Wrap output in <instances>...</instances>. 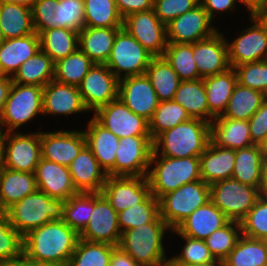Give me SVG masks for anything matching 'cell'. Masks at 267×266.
Here are the masks:
<instances>
[{"mask_svg":"<svg viewBox=\"0 0 267 266\" xmlns=\"http://www.w3.org/2000/svg\"><path fill=\"white\" fill-rule=\"evenodd\" d=\"M78 240L63 220H53L23 237V252L48 266H67Z\"/></svg>","mask_w":267,"mask_h":266,"instance_id":"cell-1","label":"cell"},{"mask_svg":"<svg viewBox=\"0 0 267 266\" xmlns=\"http://www.w3.org/2000/svg\"><path fill=\"white\" fill-rule=\"evenodd\" d=\"M210 141V123L190 118L160 133L153 140L152 154L172 158L199 157Z\"/></svg>","mask_w":267,"mask_h":266,"instance_id":"cell-2","label":"cell"},{"mask_svg":"<svg viewBox=\"0 0 267 266\" xmlns=\"http://www.w3.org/2000/svg\"><path fill=\"white\" fill-rule=\"evenodd\" d=\"M166 230L172 231L158 215L151 223L121 232L118 247L140 266H168L163 246Z\"/></svg>","mask_w":267,"mask_h":266,"instance_id":"cell-3","label":"cell"},{"mask_svg":"<svg viewBox=\"0 0 267 266\" xmlns=\"http://www.w3.org/2000/svg\"><path fill=\"white\" fill-rule=\"evenodd\" d=\"M155 165V167L153 166ZM147 179L150 193L159 199L164 194L178 189L180 186L201 180L199 157L172 158L152 154Z\"/></svg>","mask_w":267,"mask_h":266,"instance_id":"cell-4","label":"cell"},{"mask_svg":"<svg viewBox=\"0 0 267 266\" xmlns=\"http://www.w3.org/2000/svg\"><path fill=\"white\" fill-rule=\"evenodd\" d=\"M64 201L37 190L9 207L5 213L10 224L23 237L53 220L63 219Z\"/></svg>","mask_w":267,"mask_h":266,"instance_id":"cell-5","label":"cell"},{"mask_svg":"<svg viewBox=\"0 0 267 266\" xmlns=\"http://www.w3.org/2000/svg\"><path fill=\"white\" fill-rule=\"evenodd\" d=\"M208 201H210V185L198 180L161 196L158 199L159 215L174 230Z\"/></svg>","mask_w":267,"mask_h":266,"instance_id":"cell-6","label":"cell"},{"mask_svg":"<svg viewBox=\"0 0 267 266\" xmlns=\"http://www.w3.org/2000/svg\"><path fill=\"white\" fill-rule=\"evenodd\" d=\"M42 99L43 87L13 82L0 113V130L12 132L36 115L43 114Z\"/></svg>","mask_w":267,"mask_h":266,"instance_id":"cell-7","label":"cell"},{"mask_svg":"<svg viewBox=\"0 0 267 266\" xmlns=\"http://www.w3.org/2000/svg\"><path fill=\"white\" fill-rule=\"evenodd\" d=\"M153 57L150 52L122 27L117 32L112 51L105 65L120 80L128 76L145 74ZM122 72L125 73L123 77Z\"/></svg>","mask_w":267,"mask_h":266,"instance_id":"cell-8","label":"cell"},{"mask_svg":"<svg viewBox=\"0 0 267 266\" xmlns=\"http://www.w3.org/2000/svg\"><path fill=\"white\" fill-rule=\"evenodd\" d=\"M0 156L4 168L35 173L42 157L40 131L29 134L4 132L1 138Z\"/></svg>","mask_w":267,"mask_h":266,"instance_id":"cell-9","label":"cell"},{"mask_svg":"<svg viewBox=\"0 0 267 266\" xmlns=\"http://www.w3.org/2000/svg\"><path fill=\"white\" fill-rule=\"evenodd\" d=\"M260 197V190L229 178L210 185V200L230 221L240 222Z\"/></svg>","mask_w":267,"mask_h":266,"instance_id":"cell-10","label":"cell"},{"mask_svg":"<svg viewBox=\"0 0 267 266\" xmlns=\"http://www.w3.org/2000/svg\"><path fill=\"white\" fill-rule=\"evenodd\" d=\"M250 16L251 27L243 30L233 42L227 41L228 59L232 68L267 60V17L264 14Z\"/></svg>","mask_w":267,"mask_h":266,"instance_id":"cell-11","label":"cell"},{"mask_svg":"<svg viewBox=\"0 0 267 266\" xmlns=\"http://www.w3.org/2000/svg\"><path fill=\"white\" fill-rule=\"evenodd\" d=\"M93 118L119 139L131 136H151L149 121L133 113L119 98L98 108Z\"/></svg>","mask_w":267,"mask_h":266,"instance_id":"cell-12","label":"cell"},{"mask_svg":"<svg viewBox=\"0 0 267 266\" xmlns=\"http://www.w3.org/2000/svg\"><path fill=\"white\" fill-rule=\"evenodd\" d=\"M123 27L154 57L163 56L168 45L167 26L153 9L128 15Z\"/></svg>","mask_w":267,"mask_h":266,"instance_id":"cell-13","label":"cell"},{"mask_svg":"<svg viewBox=\"0 0 267 266\" xmlns=\"http://www.w3.org/2000/svg\"><path fill=\"white\" fill-rule=\"evenodd\" d=\"M88 111L118 98L119 79L105 64H94L78 86Z\"/></svg>","mask_w":267,"mask_h":266,"instance_id":"cell-14","label":"cell"},{"mask_svg":"<svg viewBox=\"0 0 267 266\" xmlns=\"http://www.w3.org/2000/svg\"><path fill=\"white\" fill-rule=\"evenodd\" d=\"M153 140L151 136L120 139L115 160V176H147Z\"/></svg>","mask_w":267,"mask_h":266,"instance_id":"cell-15","label":"cell"},{"mask_svg":"<svg viewBox=\"0 0 267 266\" xmlns=\"http://www.w3.org/2000/svg\"><path fill=\"white\" fill-rule=\"evenodd\" d=\"M79 238L89 242L118 246L121 238L118 213L102 192L94 193V209L89 223L79 234Z\"/></svg>","mask_w":267,"mask_h":266,"instance_id":"cell-16","label":"cell"},{"mask_svg":"<svg viewBox=\"0 0 267 266\" xmlns=\"http://www.w3.org/2000/svg\"><path fill=\"white\" fill-rule=\"evenodd\" d=\"M208 12L199 4L194 9L173 19L167 26L168 43L193 44L218 32L211 26Z\"/></svg>","mask_w":267,"mask_h":266,"instance_id":"cell-17","label":"cell"},{"mask_svg":"<svg viewBox=\"0 0 267 266\" xmlns=\"http://www.w3.org/2000/svg\"><path fill=\"white\" fill-rule=\"evenodd\" d=\"M118 98L135 114L150 121L159 104L158 96L146 74L119 80Z\"/></svg>","mask_w":267,"mask_h":266,"instance_id":"cell-18","label":"cell"},{"mask_svg":"<svg viewBox=\"0 0 267 266\" xmlns=\"http://www.w3.org/2000/svg\"><path fill=\"white\" fill-rule=\"evenodd\" d=\"M102 193L118 213L141 203L150 185L147 176H107Z\"/></svg>","mask_w":267,"mask_h":266,"instance_id":"cell-19","label":"cell"},{"mask_svg":"<svg viewBox=\"0 0 267 266\" xmlns=\"http://www.w3.org/2000/svg\"><path fill=\"white\" fill-rule=\"evenodd\" d=\"M42 158L69 166L87 145L84 131L40 132Z\"/></svg>","mask_w":267,"mask_h":266,"instance_id":"cell-20","label":"cell"},{"mask_svg":"<svg viewBox=\"0 0 267 266\" xmlns=\"http://www.w3.org/2000/svg\"><path fill=\"white\" fill-rule=\"evenodd\" d=\"M193 59L202 78L227 71L231 68L227 39L218 31L207 39L193 43Z\"/></svg>","mask_w":267,"mask_h":266,"instance_id":"cell-21","label":"cell"},{"mask_svg":"<svg viewBox=\"0 0 267 266\" xmlns=\"http://www.w3.org/2000/svg\"><path fill=\"white\" fill-rule=\"evenodd\" d=\"M38 190L53 199L66 201L70 196L79 193L67 166L51 162L41 157L35 171Z\"/></svg>","mask_w":267,"mask_h":266,"instance_id":"cell-22","label":"cell"},{"mask_svg":"<svg viewBox=\"0 0 267 266\" xmlns=\"http://www.w3.org/2000/svg\"><path fill=\"white\" fill-rule=\"evenodd\" d=\"M43 115H72L87 112L78 87L50 81L43 87Z\"/></svg>","mask_w":267,"mask_h":266,"instance_id":"cell-23","label":"cell"},{"mask_svg":"<svg viewBox=\"0 0 267 266\" xmlns=\"http://www.w3.org/2000/svg\"><path fill=\"white\" fill-rule=\"evenodd\" d=\"M68 169L78 192H102L108 175L100 167L99 162L87 145L68 166Z\"/></svg>","mask_w":267,"mask_h":266,"instance_id":"cell-24","label":"cell"},{"mask_svg":"<svg viewBox=\"0 0 267 266\" xmlns=\"http://www.w3.org/2000/svg\"><path fill=\"white\" fill-rule=\"evenodd\" d=\"M84 134L87 146L91 149L100 167L108 176H115L116 151L120 139L94 118L89 120Z\"/></svg>","mask_w":267,"mask_h":266,"instance_id":"cell-25","label":"cell"},{"mask_svg":"<svg viewBox=\"0 0 267 266\" xmlns=\"http://www.w3.org/2000/svg\"><path fill=\"white\" fill-rule=\"evenodd\" d=\"M230 220L210 200L197 208L176 229L187 237L205 240Z\"/></svg>","mask_w":267,"mask_h":266,"instance_id":"cell-26","label":"cell"},{"mask_svg":"<svg viewBox=\"0 0 267 266\" xmlns=\"http://www.w3.org/2000/svg\"><path fill=\"white\" fill-rule=\"evenodd\" d=\"M40 48L37 32L20 38L0 42V74L12 77L18 68L34 56Z\"/></svg>","mask_w":267,"mask_h":266,"instance_id":"cell-27","label":"cell"},{"mask_svg":"<svg viewBox=\"0 0 267 266\" xmlns=\"http://www.w3.org/2000/svg\"><path fill=\"white\" fill-rule=\"evenodd\" d=\"M199 158L201 180L208 185L232 178L235 150L219 147L210 141Z\"/></svg>","mask_w":267,"mask_h":266,"instance_id":"cell-28","label":"cell"},{"mask_svg":"<svg viewBox=\"0 0 267 266\" xmlns=\"http://www.w3.org/2000/svg\"><path fill=\"white\" fill-rule=\"evenodd\" d=\"M210 125L211 141L219 147L238 150L254 144L247 120H234L218 116Z\"/></svg>","mask_w":267,"mask_h":266,"instance_id":"cell-29","label":"cell"},{"mask_svg":"<svg viewBox=\"0 0 267 266\" xmlns=\"http://www.w3.org/2000/svg\"><path fill=\"white\" fill-rule=\"evenodd\" d=\"M207 93V104L209 109V123L214 118L222 116L225 112L230 96L237 84V74L234 68L227 71L203 78Z\"/></svg>","mask_w":267,"mask_h":266,"instance_id":"cell-30","label":"cell"},{"mask_svg":"<svg viewBox=\"0 0 267 266\" xmlns=\"http://www.w3.org/2000/svg\"><path fill=\"white\" fill-rule=\"evenodd\" d=\"M38 190L35 173L0 169V205L5 212L25 196Z\"/></svg>","mask_w":267,"mask_h":266,"instance_id":"cell-31","label":"cell"},{"mask_svg":"<svg viewBox=\"0 0 267 266\" xmlns=\"http://www.w3.org/2000/svg\"><path fill=\"white\" fill-rule=\"evenodd\" d=\"M120 29L85 26L79 33V49L95 64H105Z\"/></svg>","mask_w":267,"mask_h":266,"instance_id":"cell-32","label":"cell"},{"mask_svg":"<svg viewBox=\"0 0 267 266\" xmlns=\"http://www.w3.org/2000/svg\"><path fill=\"white\" fill-rule=\"evenodd\" d=\"M0 25L3 40L34 33L31 6L0 2Z\"/></svg>","mask_w":267,"mask_h":266,"instance_id":"cell-33","label":"cell"},{"mask_svg":"<svg viewBox=\"0 0 267 266\" xmlns=\"http://www.w3.org/2000/svg\"><path fill=\"white\" fill-rule=\"evenodd\" d=\"M264 157L262 147L258 144L235 150L232 178L260 189Z\"/></svg>","mask_w":267,"mask_h":266,"instance_id":"cell-34","label":"cell"},{"mask_svg":"<svg viewBox=\"0 0 267 266\" xmlns=\"http://www.w3.org/2000/svg\"><path fill=\"white\" fill-rule=\"evenodd\" d=\"M207 93L203 78L181 81L173 100L180 104L190 118L200 119L209 123Z\"/></svg>","mask_w":267,"mask_h":266,"instance_id":"cell-35","label":"cell"},{"mask_svg":"<svg viewBox=\"0 0 267 266\" xmlns=\"http://www.w3.org/2000/svg\"><path fill=\"white\" fill-rule=\"evenodd\" d=\"M53 60L42 50L24 62L11 77L12 82L22 85L46 86L54 79Z\"/></svg>","mask_w":267,"mask_h":266,"instance_id":"cell-36","label":"cell"},{"mask_svg":"<svg viewBox=\"0 0 267 266\" xmlns=\"http://www.w3.org/2000/svg\"><path fill=\"white\" fill-rule=\"evenodd\" d=\"M40 48L54 63L69 56L79 48V33L68 28H54L40 35Z\"/></svg>","mask_w":267,"mask_h":266,"instance_id":"cell-37","label":"cell"},{"mask_svg":"<svg viewBox=\"0 0 267 266\" xmlns=\"http://www.w3.org/2000/svg\"><path fill=\"white\" fill-rule=\"evenodd\" d=\"M145 74L150 79L159 101L173 100L181 80L163 56L153 57Z\"/></svg>","mask_w":267,"mask_h":266,"instance_id":"cell-38","label":"cell"},{"mask_svg":"<svg viewBox=\"0 0 267 266\" xmlns=\"http://www.w3.org/2000/svg\"><path fill=\"white\" fill-rule=\"evenodd\" d=\"M266 98L267 96L262 92L237 83L222 117L248 121Z\"/></svg>","mask_w":267,"mask_h":266,"instance_id":"cell-39","label":"cell"},{"mask_svg":"<svg viewBox=\"0 0 267 266\" xmlns=\"http://www.w3.org/2000/svg\"><path fill=\"white\" fill-rule=\"evenodd\" d=\"M223 264L224 266H267V248L264 241L242 235Z\"/></svg>","mask_w":267,"mask_h":266,"instance_id":"cell-40","label":"cell"},{"mask_svg":"<svg viewBox=\"0 0 267 266\" xmlns=\"http://www.w3.org/2000/svg\"><path fill=\"white\" fill-rule=\"evenodd\" d=\"M95 63L79 48L64 59L55 63L56 82L78 87L84 76Z\"/></svg>","mask_w":267,"mask_h":266,"instance_id":"cell-41","label":"cell"},{"mask_svg":"<svg viewBox=\"0 0 267 266\" xmlns=\"http://www.w3.org/2000/svg\"><path fill=\"white\" fill-rule=\"evenodd\" d=\"M85 26L100 28H122L123 18L115 0H83Z\"/></svg>","mask_w":267,"mask_h":266,"instance_id":"cell-42","label":"cell"},{"mask_svg":"<svg viewBox=\"0 0 267 266\" xmlns=\"http://www.w3.org/2000/svg\"><path fill=\"white\" fill-rule=\"evenodd\" d=\"M93 209L94 193L79 192L64 202L62 220L80 234L89 223Z\"/></svg>","mask_w":267,"mask_h":266,"instance_id":"cell-43","label":"cell"},{"mask_svg":"<svg viewBox=\"0 0 267 266\" xmlns=\"http://www.w3.org/2000/svg\"><path fill=\"white\" fill-rule=\"evenodd\" d=\"M163 57L177 73L181 81L202 78L193 59V44L168 43Z\"/></svg>","mask_w":267,"mask_h":266,"instance_id":"cell-44","label":"cell"},{"mask_svg":"<svg viewBox=\"0 0 267 266\" xmlns=\"http://www.w3.org/2000/svg\"><path fill=\"white\" fill-rule=\"evenodd\" d=\"M116 247L79 238L67 266H109L111 253Z\"/></svg>","mask_w":267,"mask_h":266,"instance_id":"cell-45","label":"cell"},{"mask_svg":"<svg viewBox=\"0 0 267 266\" xmlns=\"http://www.w3.org/2000/svg\"><path fill=\"white\" fill-rule=\"evenodd\" d=\"M189 119L186 110L174 100L160 101L152 119L149 121V132L152 140L160 133Z\"/></svg>","mask_w":267,"mask_h":266,"instance_id":"cell-46","label":"cell"},{"mask_svg":"<svg viewBox=\"0 0 267 266\" xmlns=\"http://www.w3.org/2000/svg\"><path fill=\"white\" fill-rule=\"evenodd\" d=\"M159 215V202L151 193L139 204L118 212L120 231L151 223Z\"/></svg>","mask_w":267,"mask_h":266,"instance_id":"cell-47","label":"cell"},{"mask_svg":"<svg viewBox=\"0 0 267 266\" xmlns=\"http://www.w3.org/2000/svg\"><path fill=\"white\" fill-rule=\"evenodd\" d=\"M242 236L240 222L229 221L204 241L215 259L224 261Z\"/></svg>","mask_w":267,"mask_h":266,"instance_id":"cell-48","label":"cell"},{"mask_svg":"<svg viewBox=\"0 0 267 266\" xmlns=\"http://www.w3.org/2000/svg\"><path fill=\"white\" fill-rule=\"evenodd\" d=\"M240 225L243 236L263 240L267 236V198L260 196Z\"/></svg>","mask_w":267,"mask_h":266,"instance_id":"cell-49","label":"cell"},{"mask_svg":"<svg viewBox=\"0 0 267 266\" xmlns=\"http://www.w3.org/2000/svg\"><path fill=\"white\" fill-rule=\"evenodd\" d=\"M23 252V236L10 224L6 213L0 214V263L8 264Z\"/></svg>","mask_w":267,"mask_h":266,"instance_id":"cell-50","label":"cell"},{"mask_svg":"<svg viewBox=\"0 0 267 266\" xmlns=\"http://www.w3.org/2000/svg\"><path fill=\"white\" fill-rule=\"evenodd\" d=\"M172 232L179 234L186 242L181 250V254L179 253V255L169 258V264L208 263L216 260L204 240L182 235L177 229L172 230Z\"/></svg>","mask_w":267,"mask_h":266,"instance_id":"cell-51","label":"cell"},{"mask_svg":"<svg viewBox=\"0 0 267 266\" xmlns=\"http://www.w3.org/2000/svg\"><path fill=\"white\" fill-rule=\"evenodd\" d=\"M237 83L267 96V60L244 63L234 67Z\"/></svg>","mask_w":267,"mask_h":266,"instance_id":"cell-52","label":"cell"},{"mask_svg":"<svg viewBox=\"0 0 267 266\" xmlns=\"http://www.w3.org/2000/svg\"><path fill=\"white\" fill-rule=\"evenodd\" d=\"M35 32L58 28L59 0H34L31 5Z\"/></svg>","mask_w":267,"mask_h":266,"instance_id":"cell-53","label":"cell"},{"mask_svg":"<svg viewBox=\"0 0 267 266\" xmlns=\"http://www.w3.org/2000/svg\"><path fill=\"white\" fill-rule=\"evenodd\" d=\"M84 27V1L59 0L58 28H68L80 33Z\"/></svg>","mask_w":267,"mask_h":266,"instance_id":"cell-54","label":"cell"},{"mask_svg":"<svg viewBox=\"0 0 267 266\" xmlns=\"http://www.w3.org/2000/svg\"><path fill=\"white\" fill-rule=\"evenodd\" d=\"M199 4V0H153V10L159 20L167 25Z\"/></svg>","mask_w":267,"mask_h":266,"instance_id":"cell-55","label":"cell"},{"mask_svg":"<svg viewBox=\"0 0 267 266\" xmlns=\"http://www.w3.org/2000/svg\"><path fill=\"white\" fill-rule=\"evenodd\" d=\"M248 122L252 142L261 145L267 139V98Z\"/></svg>","mask_w":267,"mask_h":266,"instance_id":"cell-56","label":"cell"},{"mask_svg":"<svg viewBox=\"0 0 267 266\" xmlns=\"http://www.w3.org/2000/svg\"><path fill=\"white\" fill-rule=\"evenodd\" d=\"M115 2L123 19L132 13L153 9V0H115Z\"/></svg>","mask_w":267,"mask_h":266,"instance_id":"cell-57","label":"cell"},{"mask_svg":"<svg viewBox=\"0 0 267 266\" xmlns=\"http://www.w3.org/2000/svg\"><path fill=\"white\" fill-rule=\"evenodd\" d=\"M200 5L208 12L210 19L212 20L215 11L218 13L227 10H234L235 2L237 0H199Z\"/></svg>","mask_w":267,"mask_h":266,"instance_id":"cell-58","label":"cell"},{"mask_svg":"<svg viewBox=\"0 0 267 266\" xmlns=\"http://www.w3.org/2000/svg\"><path fill=\"white\" fill-rule=\"evenodd\" d=\"M109 266H140L130 255L118 246L112 251Z\"/></svg>","mask_w":267,"mask_h":266,"instance_id":"cell-59","label":"cell"},{"mask_svg":"<svg viewBox=\"0 0 267 266\" xmlns=\"http://www.w3.org/2000/svg\"><path fill=\"white\" fill-rule=\"evenodd\" d=\"M12 83L10 76L0 74V113L8 97Z\"/></svg>","mask_w":267,"mask_h":266,"instance_id":"cell-60","label":"cell"},{"mask_svg":"<svg viewBox=\"0 0 267 266\" xmlns=\"http://www.w3.org/2000/svg\"><path fill=\"white\" fill-rule=\"evenodd\" d=\"M7 266H48L35 259L30 258L26 253L22 252L15 257Z\"/></svg>","mask_w":267,"mask_h":266,"instance_id":"cell-61","label":"cell"},{"mask_svg":"<svg viewBox=\"0 0 267 266\" xmlns=\"http://www.w3.org/2000/svg\"><path fill=\"white\" fill-rule=\"evenodd\" d=\"M247 6L249 14H264L266 12V0H237Z\"/></svg>","mask_w":267,"mask_h":266,"instance_id":"cell-62","label":"cell"},{"mask_svg":"<svg viewBox=\"0 0 267 266\" xmlns=\"http://www.w3.org/2000/svg\"><path fill=\"white\" fill-rule=\"evenodd\" d=\"M259 190L260 196L267 198V156L263 160L262 180Z\"/></svg>","mask_w":267,"mask_h":266,"instance_id":"cell-63","label":"cell"},{"mask_svg":"<svg viewBox=\"0 0 267 266\" xmlns=\"http://www.w3.org/2000/svg\"><path fill=\"white\" fill-rule=\"evenodd\" d=\"M168 266H224L223 261L215 260L208 263H196V264H168Z\"/></svg>","mask_w":267,"mask_h":266,"instance_id":"cell-64","label":"cell"},{"mask_svg":"<svg viewBox=\"0 0 267 266\" xmlns=\"http://www.w3.org/2000/svg\"><path fill=\"white\" fill-rule=\"evenodd\" d=\"M0 2L18 3L26 6H31L34 0H0Z\"/></svg>","mask_w":267,"mask_h":266,"instance_id":"cell-65","label":"cell"},{"mask_svg":"<svg viewBox=\"0 0 267 266\" xmlns=\"http://www.w3.org/2000/svg\"><path fill=\"white\" fill-rule=\"evenodd\" d=\"M262 151L265 156H267V139L261 144Z\"/></svg>","mask_w":267,"mask_h":266,"instance_id":"cell-66","label":"cell"},{"mask_svg":"<svg viewBox=\"0 0 267 266\" xmlns=\"http://www.w3.org/2000/svg\"><path fill=\"white\" fill-rule=\"evenodd\" d=\"M2 134H3V132L0 130V151H1V138H2ZM0 158H1V156H0Z\"/></svg>","mask_w":267,"mask_h":266,"instance_id":"cell-67","label":"cell"},{"mask_svg":"<svg viewBox=\"0 0 267 266\" xmlns=\"http://www.w3.org/2000/svg\"><path fill=\"white\" fill-rule=\"evenodd\" d=\"M3 40L2 31H1V25H0V42Z\"/></svg>","mask_w":267,"mask_h":266,"instance_id":"cell-68","label":"cell"},{"mask_svg":"<svg viewBox=\"0 0 267 266\" xmlns=\"http://www.w3.org/2000/svg\"><path fill=\"white\" fill-rule=\"evenodd\" d=\"M264 243H265V246L267 248V236L263 239Z\"/></svg>","mask_w":267,"mask_h":266,"instance_id":"cell-69","label":"cell"},{"mask_svg":"<svg viewBox=\"0 0 267 266\" xmlns=\"http://www.w3.org/2000/svg\"><path fill=\"white\" fill-rule=\"evenodd\" d=\"M2 213H4V211H3V209H2V207L0 205V214H2Z\"/></svg>","mask_w":267,"mask_h":266,"instance_id":"cell-70","label":"cell"},{"mask_svg":"<svg viewBox=\"0 0 267 266\" xmlns=\"http://www.w3.org/2000/svg\"><path fill=\"white\" fill-rule=\"evenodd\" d=\"M0 266H7L6 263H0Z\"/></svg>","mask_w":267,"mask_h":266,"instance_id":"cell-71","label":"cell"}]
</instances>
